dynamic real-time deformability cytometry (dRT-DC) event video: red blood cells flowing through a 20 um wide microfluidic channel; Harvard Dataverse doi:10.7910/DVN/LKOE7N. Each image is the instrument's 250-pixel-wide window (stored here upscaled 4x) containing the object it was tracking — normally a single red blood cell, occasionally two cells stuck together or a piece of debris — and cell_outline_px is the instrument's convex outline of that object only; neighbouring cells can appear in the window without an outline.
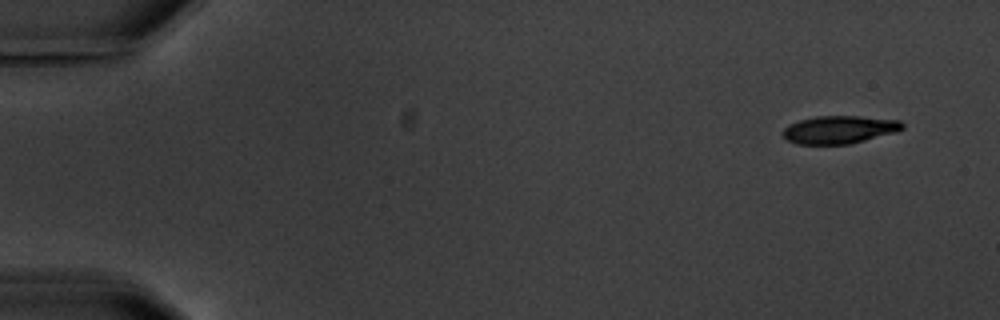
{"species": "common noctule bat (a hibernating species)", "species_latin": "Nyctalus noctula", "temperature_condition": "warm", "stored_images_in_passage": 4, "camera_frame_rate_fps": 3000, "um_per_image_px": 0.085, "animal": {"sex": "male", "body_mass_g": 20.1, "forearm_length_mm": 53.5}, "frame": {"image": 1, "passage_image": 1, "time_ms": 0.0, "image_size_px": [1000, 320], "cell_outline_px": [[904, 128], [896, 132], [848, 144], [796, 144], [788, 140], [780, 132], [788, 124], [800, 120], [816, 116], [860, 116], [900, 120], [904, 124]], "centroid_in_image_um": [71.33, 11.01], "position_along_channel_um": 13.7, "area_um2": 19.42}}
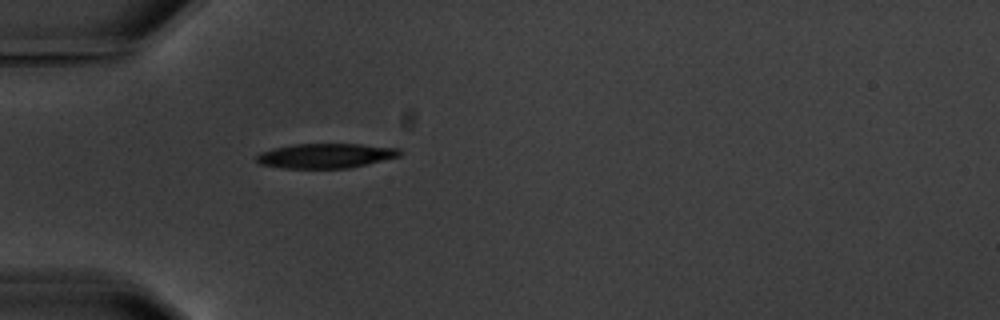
{"frame": {"image": 2, "passage_image": 4, "time_ms": 4.667, "image_size_px": [1000, 320], "cell_outline_px": [[400, 156], [348, 168], [284, 168], [260, 164], [256, 160], [256, 156], [260, 152], [272, 148], [292, 144], [360, 144], [400, 148]], "centroid_in_image_um": [27.64, 13.23], "position_along_channel_um": 57.4, "area_um2": 20.52}}